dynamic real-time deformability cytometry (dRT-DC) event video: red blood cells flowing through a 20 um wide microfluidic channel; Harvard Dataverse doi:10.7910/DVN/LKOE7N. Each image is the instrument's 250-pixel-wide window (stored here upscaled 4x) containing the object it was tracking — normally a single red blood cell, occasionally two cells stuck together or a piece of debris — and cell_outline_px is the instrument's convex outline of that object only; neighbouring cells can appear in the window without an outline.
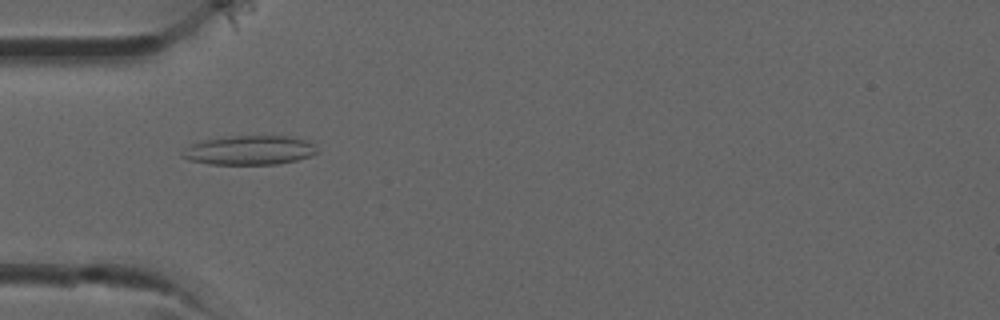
{"species": "common noctule bat (a hibernating species)", "species_latin": "Nyctalus noctula", "temperature_condition": "room temperature", "stored_images_in_passage": 26, "camera_frame_rate_fps": 3000, "um_per_image_px": 0.085, "animal": {"sex": "male", "forearm_length_mm": 52.5}, "frame": {"image": 1, "passage_image": 1, "time_ms": 0.0, "image_size_px": [1000, 320], "cell_outline_px": [[316, 152], [308, 156], [296, 160], [276, 164], [208, 164], [188, 160], [180, 156], [180, 152], [192, 144], [204, 140], [220, 136], [288, 136], [308, 140], [316, 144]], "centroid_in_image_um": [21.16, 12.76], "position_along_channel_um": 63.8, "area_um2": 23.06}}
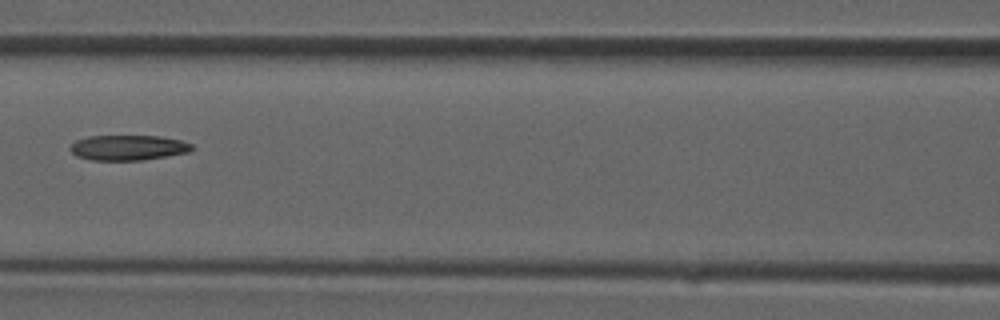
{"frame": {"image": 2, "passage_image": 6, "time_ms": 1.667, "image_size_px": [1000, 320], "cell_outline_px": [[192, 148], [188, 152], [140, 160], [92, 160], [76, 156], [68, 148], [76, 140], [88, 136], [160, 136], [180, 140], [192, 144]], "centroid_in_image_um": [10.84, 12.54], "position_along_channel_um": 155.8, "area_um2": 17.69}}
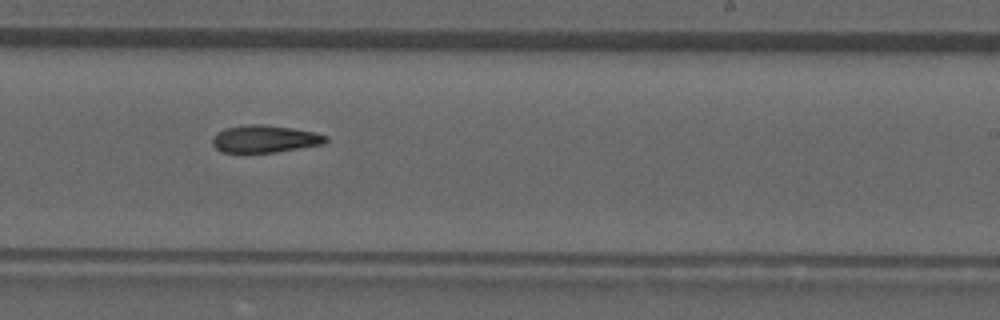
{"frame": {"image": 3, "passage_image": 12, "time_ms": 3.667, "image_size_px": [1000, 320], "cell_outline_px": [[328, 140], [324, 144], [276, 152], [244, 156], [220, 152], [212, 144], [212, 140], [216, 132], [224, 128], [244, 124], [260, 124], [292, 128], [316, 132], [328, 136]], "centroid_in_image_um": [22.44, 11.85], "position_along_channel_um": 266.6, "area_um2": 19.02}}